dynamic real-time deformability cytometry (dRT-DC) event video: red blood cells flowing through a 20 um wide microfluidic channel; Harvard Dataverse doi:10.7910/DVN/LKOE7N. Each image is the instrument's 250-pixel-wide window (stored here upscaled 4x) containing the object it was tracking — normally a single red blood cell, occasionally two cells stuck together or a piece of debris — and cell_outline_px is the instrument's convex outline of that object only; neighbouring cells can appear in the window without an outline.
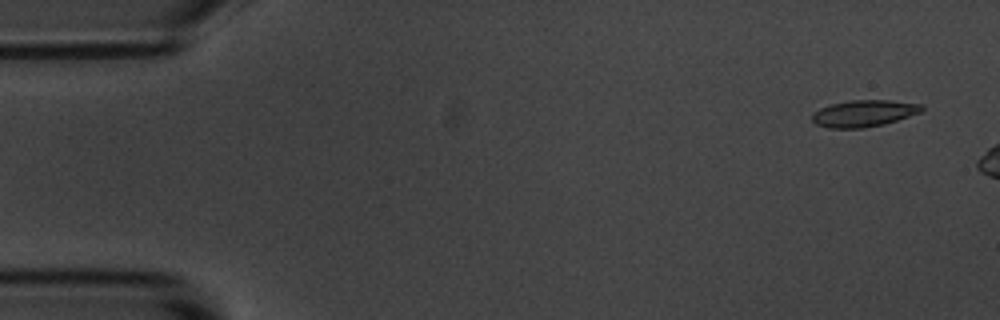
{"species": "common noctule bat (a hibernating species)", "species_latin": "Nyctalus noctula", "temperature_condition": "room temperature", "stored_images_in_passage": 3, "camera_frame_rate_fps": 3000, "um_per_image_px": 0.085, "animal": {"sex": "male", "body_mass_g": 20.1, "forearm_length_mm": 53.5}, "frame": {"image": 1, "passage_image": 1, "time_ms": 0.0, "image_size_px": [1000, 320], "cell_outline_px": [[924, 108], [920, 112], [884, 124], [864, 128], [828, 128], [816, 124], [812, 120], [812, 112], [828, 104], [852, 100], [888, 100], [924, 104]], "centroid_in_image_um": [73.4, 9.63], "position_along_channel_um": 11.6, "area_um2": 17.11}}